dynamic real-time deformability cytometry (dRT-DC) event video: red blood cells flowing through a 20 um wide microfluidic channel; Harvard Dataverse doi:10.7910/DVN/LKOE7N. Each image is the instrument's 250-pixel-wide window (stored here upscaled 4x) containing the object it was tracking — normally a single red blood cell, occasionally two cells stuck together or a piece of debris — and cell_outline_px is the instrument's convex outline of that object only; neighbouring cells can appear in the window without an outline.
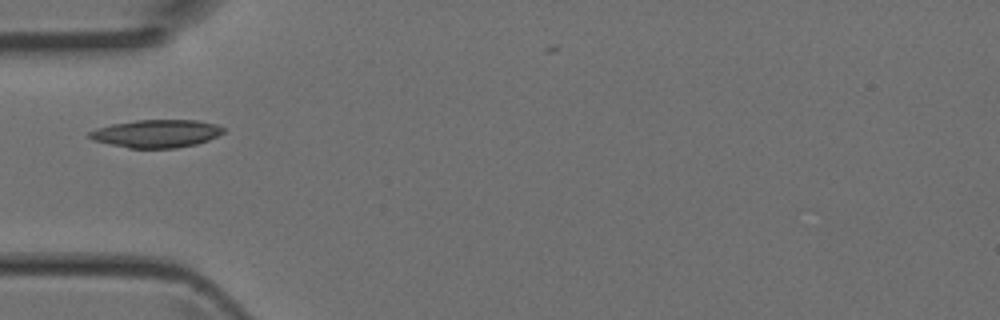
{"species": "Egyptian fruit bat (a non-hibernating species)", "species_latin": "Rousettus aegyptiacus", "temperature_condition": "room temperature", "stored_images_in_passage": 3, "camera_frame_rate_fps": 3000, "um_per_image_px": 0.085, "animal": {"sex": "female"}, "frame": {"image": 1, "passage_image": 1, "time_ms": 0.0, "image_size_px": [1000, 320], "cell_outline_px": [[224, 132], [208, 140], [196, 144], [176, 148], [128, 148], [92, 140], [88, 136], [88, 132], [96, 128], [112, 124], [136, 120], [196, 120], [216, 124], [224, 128]], "centroid_in_image_um": [13.27, 11.35], "position_along_channel_um": 71.7, "area_um2": 21.73}}
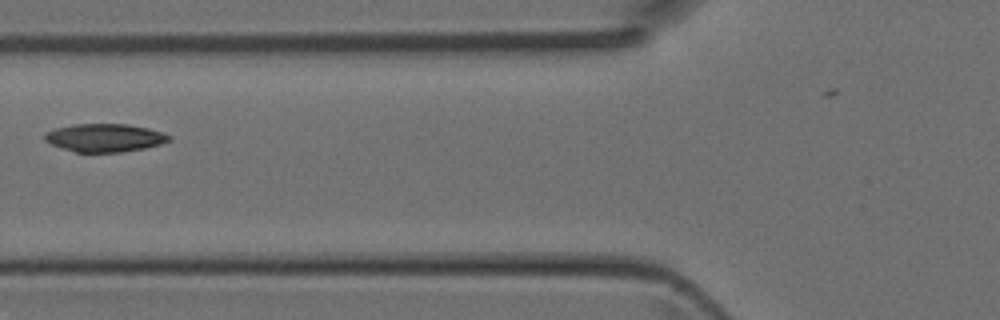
{"frame": {"image": 2, "passage_image": 2, "time_ms": 0.333, "image_size_px": [1000, 320], "cell_outline_px": [[172, 140], [160, 144], [144, 148], [120, 152], [76, 152], [52, 144], [44, 140], [44, 136], [48, 132], [56, 128], [72, 124], [128, 124], [148, 128], [164, 132], [172, 136]], "centroid_in_image_um": [8.96, 11.7], "position_along_channel_um": 116.8, "area_um2": 20.29}}